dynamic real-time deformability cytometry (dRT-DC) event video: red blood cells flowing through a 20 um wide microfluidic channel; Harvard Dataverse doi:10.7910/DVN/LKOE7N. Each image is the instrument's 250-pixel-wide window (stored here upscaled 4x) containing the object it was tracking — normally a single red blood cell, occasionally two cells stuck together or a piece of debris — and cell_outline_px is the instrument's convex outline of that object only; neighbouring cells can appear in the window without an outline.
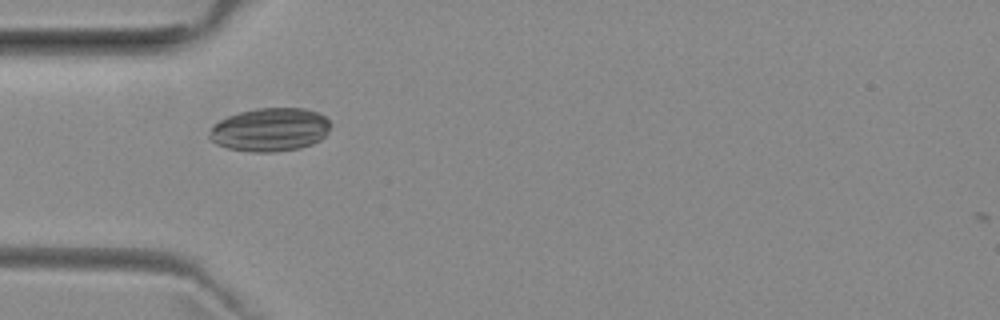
{"species": "common noctule bat (a hibernating species)", "species_latin": "Nyctalus noctula", "temperature_condition": "room temperature", "stored_images_in_passage": 52, "camera_frame_rate_fps": 3000, "um_per_image_px": 0.085, "animal": {"sex": "female", "body_mass_g": 29.2, "forearm_length_mm": 56.3}, "frame": {"image": 1, "passage_image": 16, "time_ms": 5.0, "image_size_px": [1000, 320], "cell_outline_px": [[332, 124], [328, 132], [320, 140], [312, 144], [300, 148], [272, 152], [256, 152], [228, 148], [216, 144], [208, 136], [208, 132], [212, 124], [228, 116], [240, 112], [256, 108], [304, 108], [316, 112], [324, 116]], "centroid_in_image_um": [22.94, 11.02], "position_along_channel_um": 62.1, "area_um2": 30.75}}
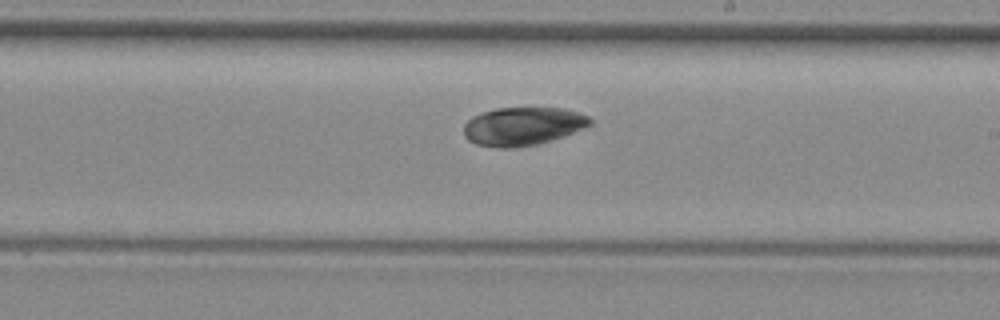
{"frame": {"image": 2, "passage_image": 30, "time_ms": 9.667, "image_size_px": [1000, 320], "cell_outline_px": [[592, 124], [584, 128], [564, 136], [536, 144], [512, 148], [500, 148], [476, 144], [468, 140], [464, 136], [464, 124], [472, 116], [496, 108], [564, 108], [588, 116], [592, 120]], "centroid_in_image_um": [44.43, 10.73], "position_along_channel_um": 244.6, "area_um2": 28.09}}
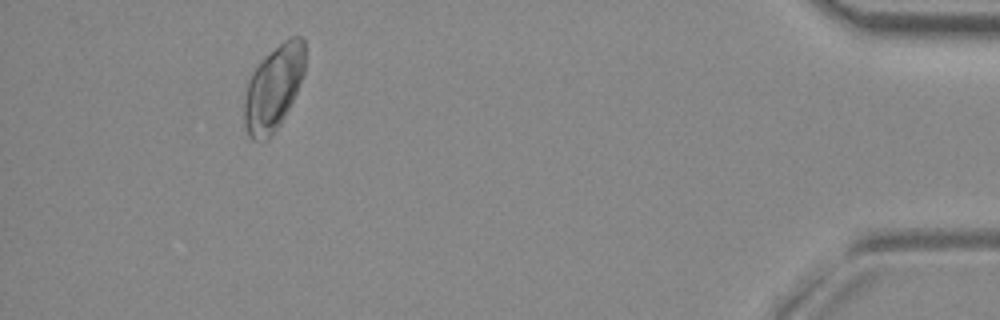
{"frame": {"image": 3, "passage_image": 48, "time_ms": 15.667, "image_size_px": [1000, 320], "cell_outline_px": [[304, 72], [296, 92], [280, 124], [264, 140], [252, 140], [248, 136], [244, 124], [244, 100], [248, 80], [252, 72], [260, 60], [288, 36], [300, 36], [304, 40]], "centroid_in_image_um": [23.23, 7.44], "position_along_channel_um": 412.0, "area_um2": 29.82}}